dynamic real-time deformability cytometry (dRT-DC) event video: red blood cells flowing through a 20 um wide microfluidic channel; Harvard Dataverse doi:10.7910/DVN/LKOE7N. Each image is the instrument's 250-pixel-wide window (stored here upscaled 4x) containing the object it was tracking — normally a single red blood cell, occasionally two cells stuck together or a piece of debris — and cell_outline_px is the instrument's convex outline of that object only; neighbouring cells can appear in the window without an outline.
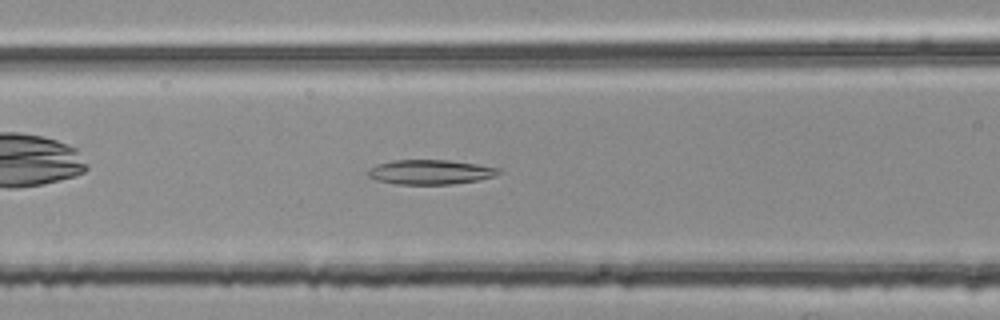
{"species": "common noctule bat (a hibernating species)", "species_latin": "Nyctalus noctula", "temperature_condition": "room temperature", "stored_images_in_passage": 40, "camera_frame_rate_fps": 3000, "um_per_image_px": 0.085, "animal": {"sex": "female", "body_mass_g": 25.1}, "frame": {"image": 1, "passage_image": 9, "time_ms": 2.667, "image_size_px": [1000, 320], "cell_outline_px": [[504, 172], [496, 176], [480, 180], [452, 184], [396, 184], [376, 180], [368, 176], [368, 168], [376, 164], [392, 160], [448, 160], [504, 168]], "centroid_in_image_um": [36.64, 14.62], "position_along_channel_um": 130.0, "area_um2": 19.07}}
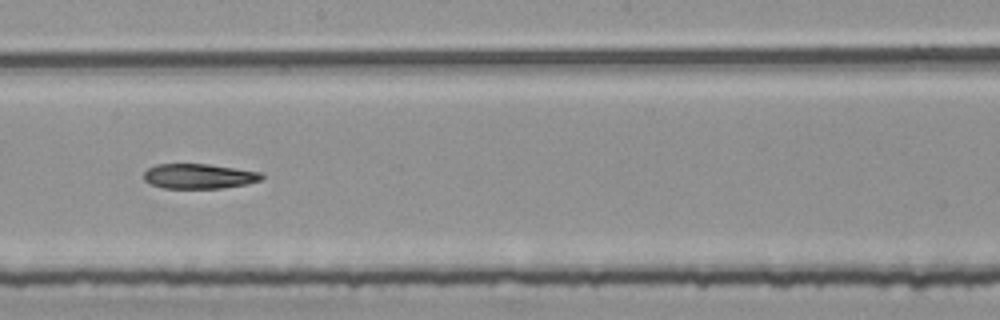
{"frame": {"image": 2, "passage_image": 17, "time_ms": 5.333, "image_size_px": [1000, 320], "cell_outline_px": [[264, 176], [260, 180], [248, 184], [220, 188], [164, 188], [152, 184], [144, 180], [144, 172], [148, 168], [156, 164], [208, 164], [260, 172]], "centroid_in_image_um": [16.9, 14.97], "position_along_channel_um": 231.3, "area_um2": 16.99}}
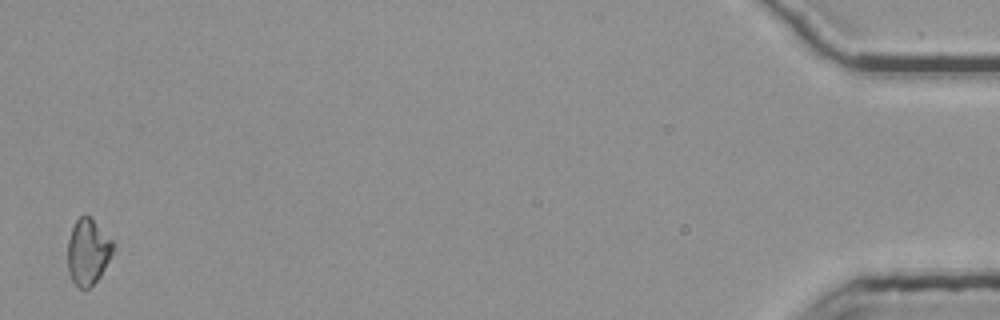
{"frame": {"image": 3, "passage_image": 40, "time_ms": 13.0, "image_size_px": [1000, 320], "cell_outline_px": [[112, 256], [100, 276], [88, 288], [80, 288], [72, 280], [68, 272], [68, 240], [72, 228], [76, 220], [80, 216], [88, 216], [112, 240]], "centroid_in_image_um": [7.46, 21.42], "position_along_channel_um": 427.7, "area_um2": 16.99}}